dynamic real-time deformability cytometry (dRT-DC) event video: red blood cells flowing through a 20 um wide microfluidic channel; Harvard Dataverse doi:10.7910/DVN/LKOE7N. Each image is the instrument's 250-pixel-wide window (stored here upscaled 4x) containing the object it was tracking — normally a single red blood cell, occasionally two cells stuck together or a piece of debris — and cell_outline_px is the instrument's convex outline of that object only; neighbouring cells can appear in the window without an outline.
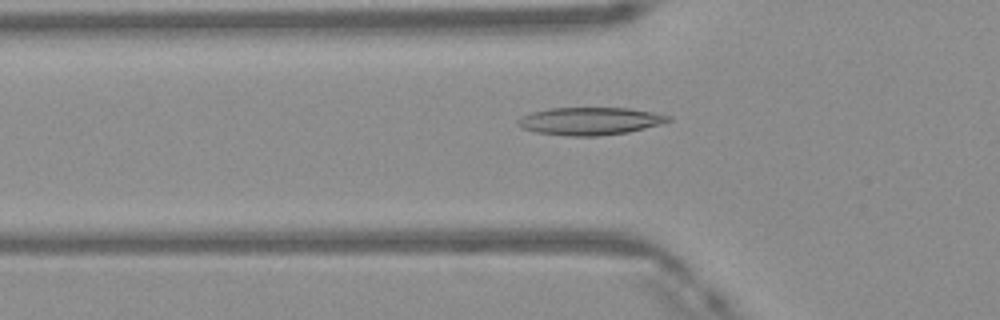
{"species": "Egyptian fruit bat (a non-hibernating species)", "species_latin": "Rousettus aegyptiacus", "temperature_condition": "warm", "stored_images_in_passage": 48, "camera_frame_rate_fps": 3000, "um_per_image_px": 0.085, "frame": {"image": 1, "passage_image": 16, "time_ms": 5.0, "image_size_px": [1000, 320], "cell_outline_px": [[672, 120], [664, 124], [628, 132], [600, 136], [568, 136], [536, 132], [520, 128], [516, 124], [516, 120], [520, 116], [532, 112], [548, 108], [628, 108], [652, 112], [672, 116]], "centroid_in_image_um": [50.14, 10.29], "position_along_channel_um": 75.7, "area_um2": 24.57}}
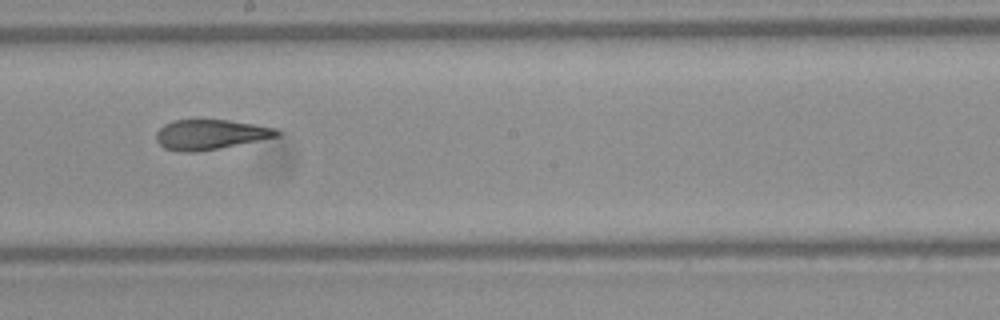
{"frame": {"image": 2, "passage_image": 27, "time_ms": 8.667, "image_size_px": [1000, 320], "cell_outline_px": [[280, 136], [196, 152], [184, 152], [164, 148], [156, 140], [156, 132], [164, 124], [172, 120], [228, 120], [276, 128], [280, 132]], "centroid_in_image_um": [17.85, 11.43], "position_along_channel_um": 230.4, "area_um2": 20.81}}
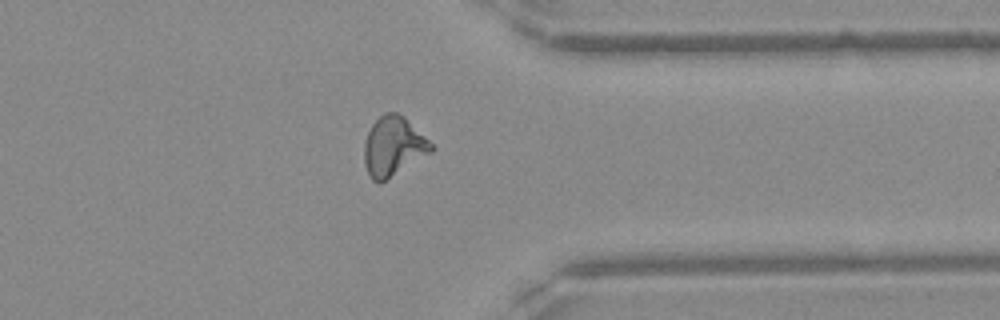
{"frame": {"image": 3, "passage_image": 38, "time_ms": 12.333, "image_size_px": [1000, 320], "cell_outline_px": [[436, 148], [432, 152], [380, 184], [372, 180], [368, 176], [364, 164], [364, 144], [368, 132], [372, 124], [384, 112], [396, 112], [404, 116]], "centroid_in_image_um": [33.42, 12.47], "position_along_channel_um": 378.0, "area_um2": 23.29}, "authors_computed_cell_mechanics": {"area_um2": 22.3397, "velocity_mm_per_s": 4.1828, "shape_relaxation_time_tau1_ms": null, "shape_relaxation_time_tau2_ms": 1.9596, "deformation_change_tau1": null, "deformation_change_tau2": 0.0939}}